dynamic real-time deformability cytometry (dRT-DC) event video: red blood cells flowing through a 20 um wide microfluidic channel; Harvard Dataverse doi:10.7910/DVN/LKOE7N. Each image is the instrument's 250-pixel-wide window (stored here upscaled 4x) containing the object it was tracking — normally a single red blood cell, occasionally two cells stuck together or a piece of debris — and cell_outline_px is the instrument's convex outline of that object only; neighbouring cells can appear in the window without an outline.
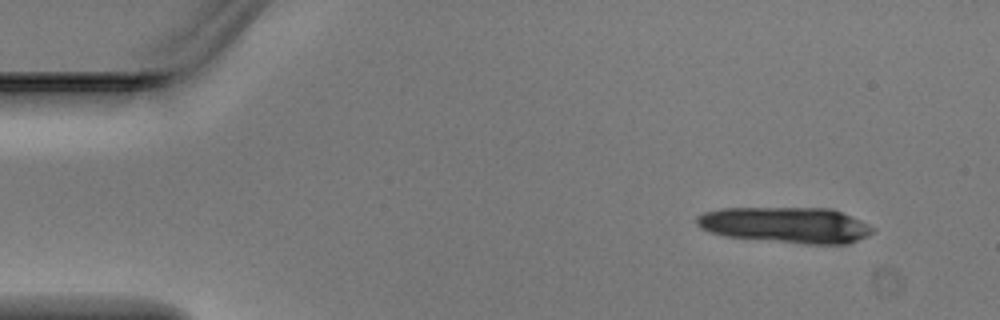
{"species": "Egyptian fruit bat (a non-hibernating species)", "species_latin": "Rousettus aegyptiacus", "temperature_condition": "warm", "stored_images_in_passage": 3, "camera_frame_rate_fps": 3000, "um_per_image_px": 0.085, "animal": {"sex": "male"}, "frame": {"image": 1, "passage_image": 1, "time_ms": 0.0, "image_size_px": [1000, 320], "cell_outline_px": [[876, 228], [868, 236], [848, 244], [804, 244], [724, 236], [700, 228], [696, 224], [696, 216], [704, 212], [720, 208], [832, 208], [852, 216]], "centroid_in_image_um": [66.81, 19.12], "position_along_channel_um": 18.2, "area_um2": 37.05}}